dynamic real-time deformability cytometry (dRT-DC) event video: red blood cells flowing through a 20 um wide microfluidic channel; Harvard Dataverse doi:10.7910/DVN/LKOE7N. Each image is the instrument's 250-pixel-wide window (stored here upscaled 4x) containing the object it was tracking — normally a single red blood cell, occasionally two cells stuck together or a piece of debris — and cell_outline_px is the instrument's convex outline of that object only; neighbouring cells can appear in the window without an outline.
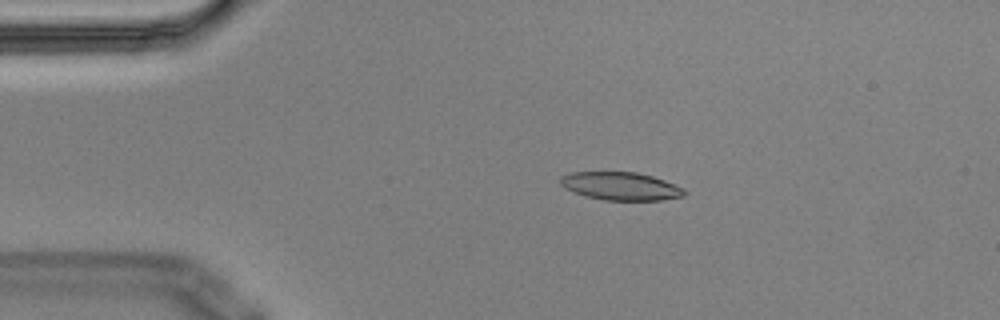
{"species": "Egyptian fruit bat (a non-hibernating species)", "species_latin": "Rousettus aegyptiacus", "temperature_condition": "cold", "stored_images_in_passage": 5, "camera_frame_rate_fps": 3000, "um_per_image_px": 0.085, "animal": {"sex": "male"}, "frame": {"image": 1, "passage_image": 4, "time_ms": 1.0, "image_size_px": [1000, 320], "cell_outline_px": [[688, 192], [684, 196], [660, 200], [604, 200], [584, 196], [564, 188], [560, 184], [560, 176], [572, 172], [636, 172], [652, 176], [664, 180], [684, 188]], "centroid_in_image_um": [52.76, 15.82], "position_along_channel_um": 32.2, "area_um2": 20.35}}